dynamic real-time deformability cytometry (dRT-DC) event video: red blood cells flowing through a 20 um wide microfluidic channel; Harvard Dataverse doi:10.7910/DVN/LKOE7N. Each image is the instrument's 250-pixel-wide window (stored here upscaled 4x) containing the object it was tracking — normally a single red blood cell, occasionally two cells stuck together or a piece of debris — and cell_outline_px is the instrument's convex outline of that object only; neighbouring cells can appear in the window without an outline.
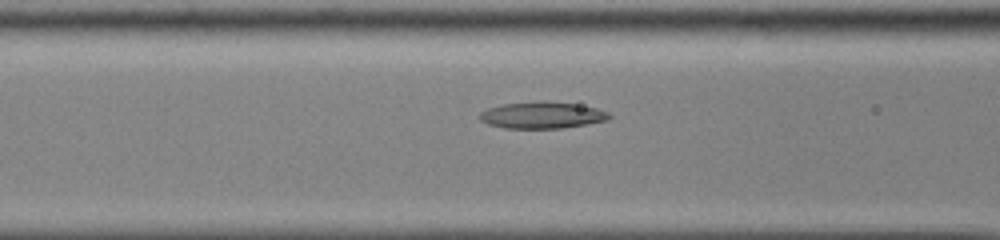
{"species": "common noctule bat (a hibernating species)", "species_latin": "Nyctalus noctula", "temperature_condition": "cold", "stored_images_in_passage": 54, "camera_frame_rate_fps": 3000, "um_per_image_px": 0.085, "animal": {"sex": "male", "body_mass_g": 13.0, "forearm_length_mm": 53.1}, "frame": {"image": 1, "passage_image": 24, "time_ms": 7.667, "image_size_px": [1000, 240], "cell_outline_px": [[612, 116], [608, 120], [560, 128], [504, 128], [488, 124], [480, 120], [480, 112], [488, 108], [504, 104], [540, 100], [576, 104], [596, 108], [608, 112]], "centroid_in_image_um": [46.06, 9.78], "position_along_channel_um": 120.5, "area_um2": 20.0}}
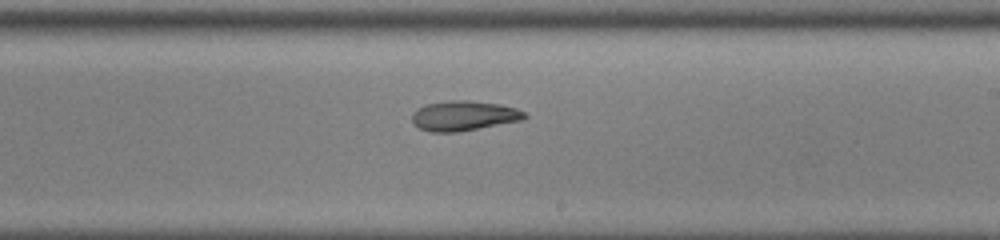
{"frame": {"image": 2, "passage_image": 34, "time_ms": 11.0, "image_size_px": [1000, 240], "cell_outline_px": [[528, 116], [520, 120], [456, 132], [432, 132], [420, 128], [412, 124], [412, 112], [416, 108], [428, 104], [452, 100], [464, 100], [500, 104], [516, 108], [524, 112]], "centroid_in_image_um": [39.37, 9.83], "position_along_channel_um": 249.6, "area_um2": 19.36}}
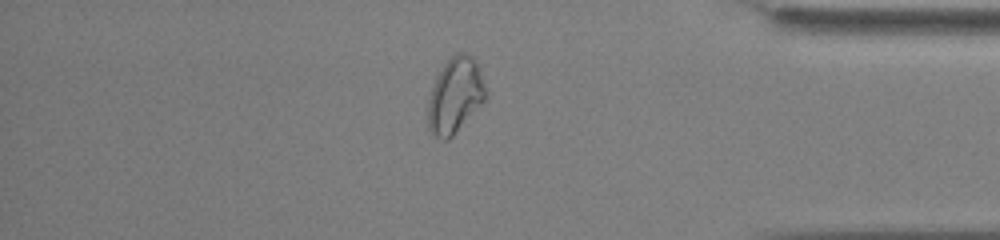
{"frame": {"image": 3, "passage_image": 47, "time_ms": 15.333, "image_size_px": [1000, 240], "cell_outline_px": [[484, 100], [452, 136], [448, 140], [444, 140], [432, 136], [428, 128], [428, 100], [436, 76], [444, 64], [456, 52], [468, 52], [476, 60], [480, 68], [484, 88]], "centroid_in_image_um": [38.65, 8.09], "position_along_channel_um": 396.6, "area_um2": 25.09}, "authors_computed_cell_mechanics": {"area_um2": 21.5016, "velocity_mm_per_s": 3.8758, "shape_relaxation_time_tau1_ms": 7.8517, "shape_relaxation_time_tau2_ms": 8.4071, "deformation_change_tau1": 0.2131, "deformation_change_tau2": 0.1718}}